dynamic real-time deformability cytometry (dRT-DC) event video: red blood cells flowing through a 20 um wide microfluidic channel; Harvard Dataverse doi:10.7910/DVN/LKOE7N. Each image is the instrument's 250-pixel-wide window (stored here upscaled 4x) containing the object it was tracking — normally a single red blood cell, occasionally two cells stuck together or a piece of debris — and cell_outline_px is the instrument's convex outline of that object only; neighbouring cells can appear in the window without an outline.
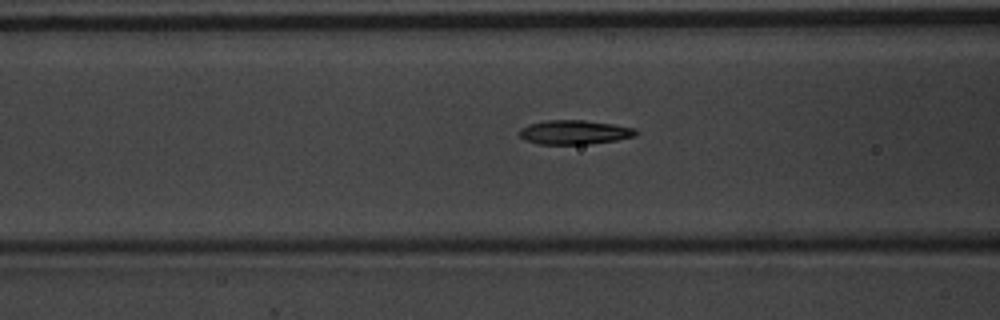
{"species": "common noctule bat (a hibernating species)", "species_latin": "Nyctalus noctula", "temperature_condition": "warm", "stored_images_in_passage": 47, "camera_frame_rate_fps": 3000, "um_per_image_px": 0.085, "animal": {"sex": "male", "body_mass_g": 20.1, "forearm_length_mm": 53.5}, "frame": {"image": 1, "passage_image": 14, "time_ms": 4.333, "image_size_px": [1000, 320], "cell_outline_px": [[640, 132], [636, 136], [616, 140], [588, 144], [536, 144], [524, 140], [520, 136], [520, 128], [528, 124], [544, 120], [584, 120], [612, 124], [636, 128]], "centroid_in_image_um": [48.83, 11.24], "position_along_channel_um": 117.8, "area_um2": 16.59}}
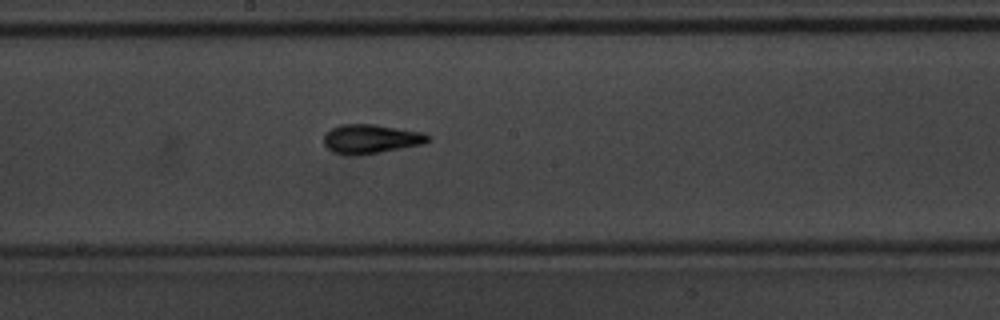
{"frame": {"image": 2, "passage_image": 22, "time_ms": 7.0, "image_size_px": [1000, 320], "cell_outline_px": [[428, 140], [424, 144], [360, 156], [344, 156], [332, 152], [324, 144], [324, 136], [332, 128], [340, 124], [372, 124], [424, 132], [428, 136]], "centroid_in_image_um": [31.49, 11.83], "position_along_channel_um": 216.7, "area_um2": 17.86}}
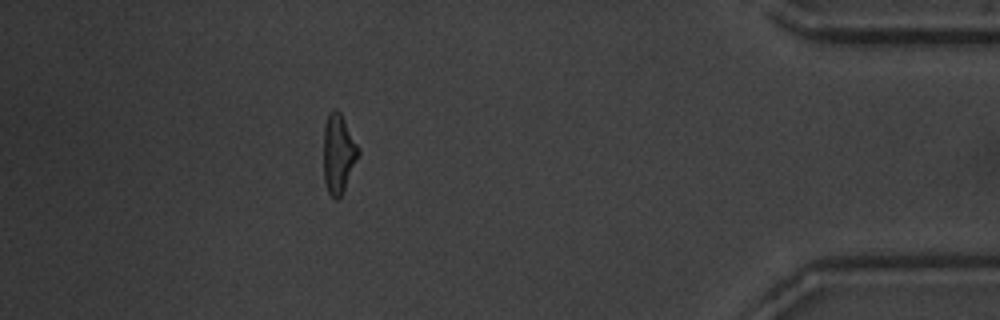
{"frame": {"image": 3, "passage_image": 41, "time_ms": 13.333, "image_size_px": [1000, 320], "cell_outline_px": [[360, 152], [340, 200], [336, 200], [328, 192], [324, 180], [324, 128], [328, 112], [332, 108], [336, 108], [340, 112], [360, 148]], "centroid_in_image_um": [28.77, 13.05], "position_along_channel_um": 406.4, "area_um2": 16.18}, "authors_computed_cell_mechanics": {"area_um2": 16.1262, "velocity_mm_per_s": 3.7048, "shape_relaxation_time_tau1_ms": 3.8753, "shape_relaxation_time_tau2_ms": 1.693, "deformation_change_tau1": 0.1981, "deformation_change_tau2": 0.1084}}